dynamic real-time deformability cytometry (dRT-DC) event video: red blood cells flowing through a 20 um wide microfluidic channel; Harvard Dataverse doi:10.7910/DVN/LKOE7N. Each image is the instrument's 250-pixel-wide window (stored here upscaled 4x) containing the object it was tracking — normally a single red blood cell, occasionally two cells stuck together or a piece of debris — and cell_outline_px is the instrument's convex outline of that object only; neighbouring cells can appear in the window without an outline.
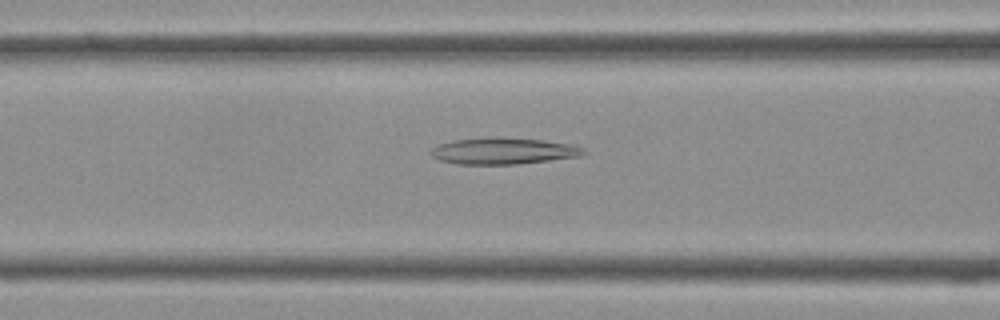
{"species": "Egyptian fruit bat (a non-hibernating species)", "species_latin": "Rousettus aegyptiacus", "temperature_condition": "cold", "stored_images_in_passage": 39, "camera_frame_rate_fps": 3000, "um_per_image_px": 0.085, "frame": {"image": 1, "passage_image": 15, "time_ms": 4.667, "image_size_px": [1000, 320], "cell_outline_px": [[588, 152], [580, 156], [516, 164], [456, 164], [440, 160], [432, 156], [428, 152], [436, 144], [452, 140], [544, 140], [568, 144], [584, 148]], "centroid_in_image_um": [42.75, 12.88], "position_along_channel_um": 123.8, "area_um2": 22.43}}
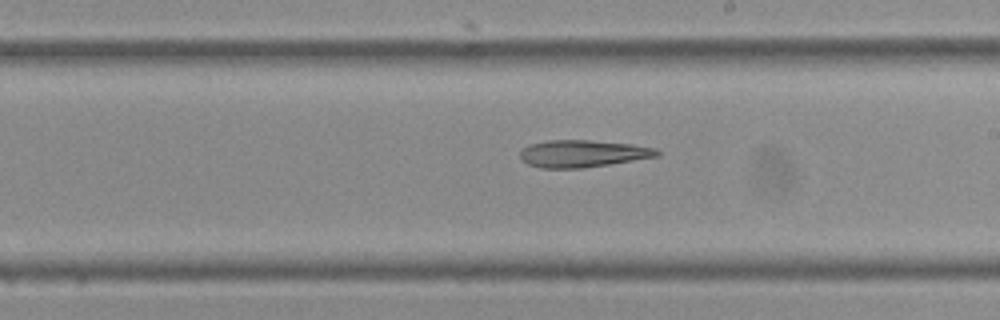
{"frame": {"image": 2, "passage_image": 22, "time_ms": 7.0, "image_size_px": [1000, 320], "cell_outline_px": [[660, 156], [584, 168], [540, 168], [528, 164], [520, 160], [520, 152], [528, 144], [548, 140], [588, 140], [632, 144], [656, 148], [660, 152]], "centroid_in_image_um": [49.52, 13.06], "position_along_channel_um": 239.5, "area_um2": 21.79}}
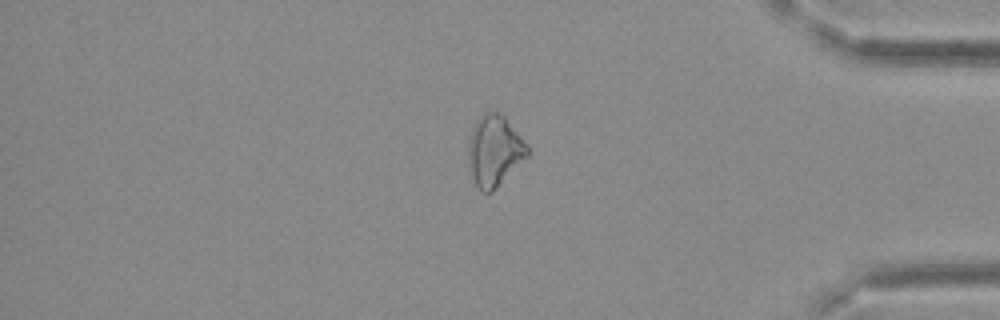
{"frame": {"image": 3, "passage_image": 33, "time_ms": 10.667, "image_size_px": [1000, 320], "cell_outline_px": [[528, 156], [492, 192], [484, 192], [476, 184], [468, 168], [468, 148], [472, 128], [488, 112], [496, 112], [504, 116], [528, 144]], "centroid_in_image_um": [42.04, 12.84], "position_along_channel_um": 393.2, "area_um2": 23.93}}